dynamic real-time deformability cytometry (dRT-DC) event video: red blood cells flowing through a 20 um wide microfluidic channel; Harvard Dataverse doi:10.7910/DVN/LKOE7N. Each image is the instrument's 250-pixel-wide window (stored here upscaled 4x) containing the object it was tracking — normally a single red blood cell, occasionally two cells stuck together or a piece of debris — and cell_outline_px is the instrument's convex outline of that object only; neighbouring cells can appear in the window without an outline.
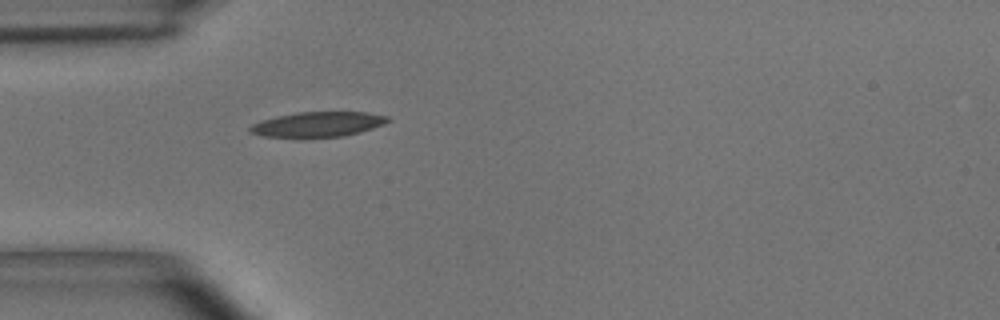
{"species": "common noctule bat (a hibernating species)", "species_latin": "Nyctalus noctula", "temperature_condition": "room temperature", "stored_images_in_passage": 40, "camera_frame_rate_fps": 3000, "um_per_image_px": 0.085, "animal": {"sex": "male", "body_mass_g": 15.6}, "frame": {"image": 1, "passage_image": 1, "time_ms": 0.0, "image_size_px": [1000, 320], "cell_outline_px": [[392, 120], [384, 124], [360, 132], [344, 136], [260, 136], [248, 132], [248, 128], [252, 124], [260, 120], [276, 116], [296, 112], [368, 112], [388, 116]], "centroid_in_image_um": [27.02, 10.54], "position_along_channel_um": 58.0, "area_um2": 19.94}}
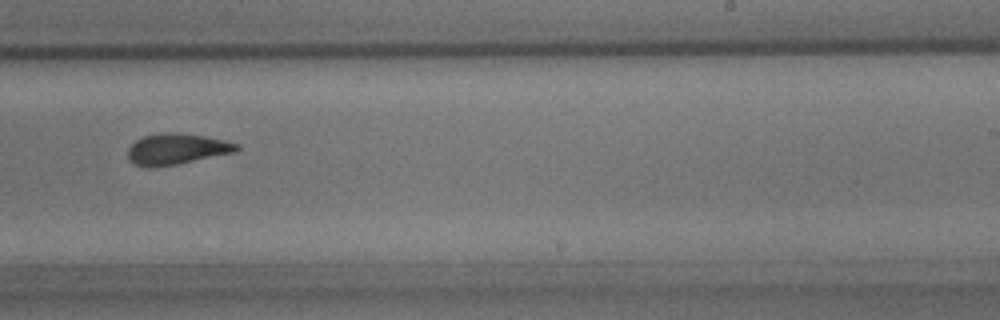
{"frame": {"image": 2, "passage_image": 19, "time_ms": 6.0, "image_size_px": [1000, 320], "cell_outline_px": [[240, 148], [236, 152], [176, 164], [148, 168], [136, 164], [128, 160], [128, 148], [136, 140], [144, 136], [164, 132], [176, 132], [204, 136], [224, 140], [240, 144]], "centroid_in_image_um": [15.02, 12.66], "position_along_channel_um": 274.0, "area_um2": 19.59}}
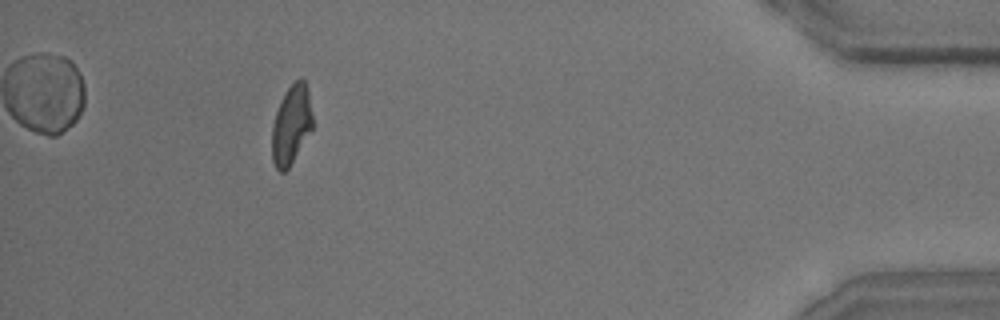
{"frame": {"image": 3, "passage_image": 35, "time_ms": 11.333, "image_size_px": [1000, 320], "cell_outline_px": [[312, 128], [288, 168], [284, 172], [280, 172], [276, 168], [272, 160], [272, 124], [280, 100], [288, 88], [296, 80], [304, 80], [308, 88], [312, 116]], "centroid_in_image_um": [24.74, 10.6], "position_along_channel_um": 410.5, "area_um2": 18.44}, "authors_computed_cell_mechanics": {"area_um2": 19.6231, "velocity_mm_per_s": 3.6381, "shape_relaxation_time_tau1_ms": 6.0617, "shape_relaxation_time_tau2_ms": 3.455, "deformation_change_tau1": 0.1858, "deformation_change_tau2": 0.1228}}